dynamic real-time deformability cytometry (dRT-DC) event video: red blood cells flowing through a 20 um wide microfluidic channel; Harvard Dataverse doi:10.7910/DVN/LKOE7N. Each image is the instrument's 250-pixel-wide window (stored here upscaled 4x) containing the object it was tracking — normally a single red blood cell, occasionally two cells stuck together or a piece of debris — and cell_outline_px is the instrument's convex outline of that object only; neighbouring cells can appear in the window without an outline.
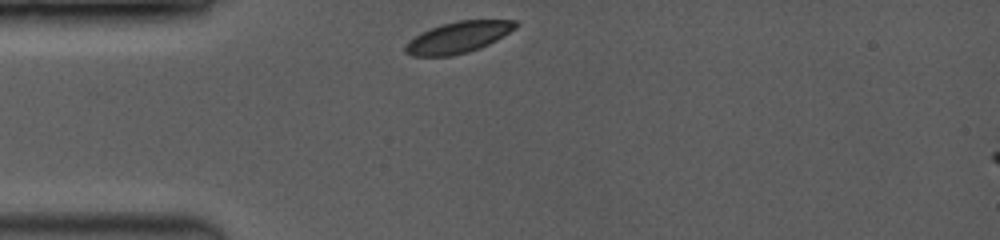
{"species": "common noctule bat (a hibernating species)", "species_latin": "Nyctalus noctula", "temperature_condition": "room temperature", "stored_images_in_passage": 3, "camera_frame_rate_fps": 3500, "um_per_image_px": 0.085, "animal": {"sex": "female", "body_mass_g": 19.0, "forearm_length_mm": 53.3}, "frame": {"image": 1, "passage_image": 1, "time_ms": 0.0, "image_size_px": [1000, 240], "cell_outline_px": [[520, 24], [516, 28], [496, 40], [480, 48], [448, 56], [412, 56], [404, 52], [404, 44], [408, 40], [420, 32], [456, 20], [516, 20]], "centroid_in_image_um": [38.92, 3.16], "position_along_channel_um": 46.1, "area_um2": 20.06}}